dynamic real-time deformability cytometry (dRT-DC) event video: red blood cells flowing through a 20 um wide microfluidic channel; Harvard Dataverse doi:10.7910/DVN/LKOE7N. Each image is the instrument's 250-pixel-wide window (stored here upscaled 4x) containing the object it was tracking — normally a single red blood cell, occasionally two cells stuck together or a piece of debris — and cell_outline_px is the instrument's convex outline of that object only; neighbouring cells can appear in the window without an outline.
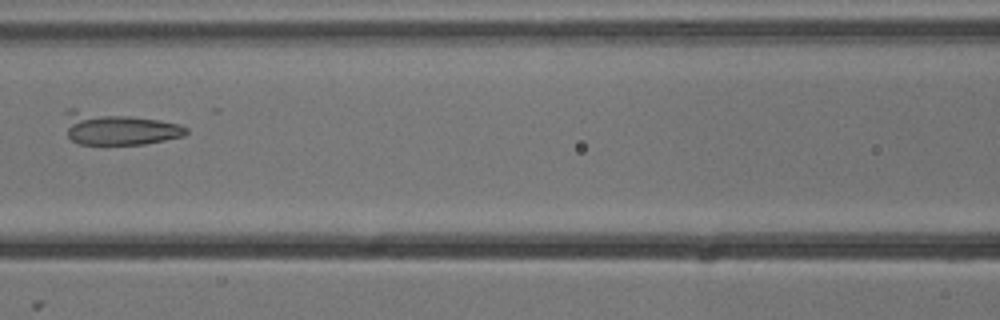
{"species": "common noctule bat (a hibernating species)", "species_latin": "Nyctalus noctula", "temperature_condition": "cold", "stored_images_in_passage": 8, "camera_frame_rate_fps": 3000, "um_per_image_px": 0.085, "animal": {"sex": "male", "body_mass_g": 13.3}, "frame": {"image": 1, "passage_image": 8, "time_ms": 2.333, "image_size_px": [1000, 320], "cell_outline_px": [[188, 132], [184, 136], [144, 144], [80, 144], [72, 140], [68, 136], [64, 112], [68, 108], [76, 108], [160, 120], [180, 124], [188, 128]], "centroid_in_image_um": [10.02, 10.91], "position_along_channel_um": 156.6, "area_um2": 23.18}}